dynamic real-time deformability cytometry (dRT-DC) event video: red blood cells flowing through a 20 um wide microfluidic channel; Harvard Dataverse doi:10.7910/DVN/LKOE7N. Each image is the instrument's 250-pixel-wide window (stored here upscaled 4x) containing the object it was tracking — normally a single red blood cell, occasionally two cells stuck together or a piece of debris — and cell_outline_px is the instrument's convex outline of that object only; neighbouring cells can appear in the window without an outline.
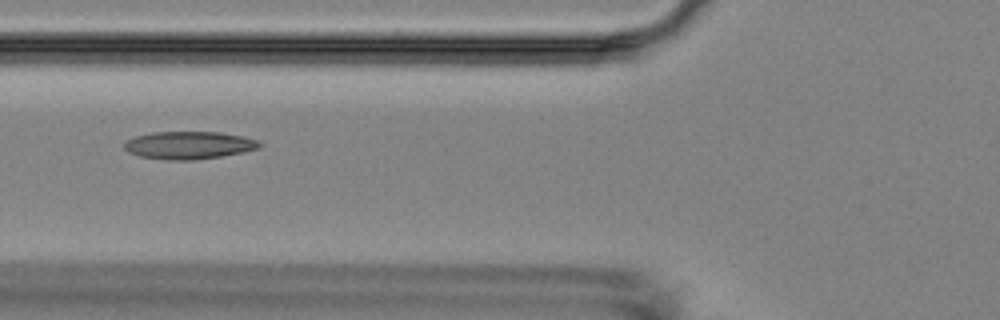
{"species": "Egyptian fruit bat (a non-hibernating species)", "species_latin": "Rousettus aegyptiacus", "temperature_condition": "room temperature", "stored_images_in_passage": 2, "camera_frame_rate_fps": 3000, "um_per_image_px": 0.085, "animal": {"sex": "female"}, "frame": {"image": 1, "passage_image": 2, "time_ms": 1.0, "image_size_px": [1000, 320], "cell_outline_px": [[264, 144], [260, 148], [244, 152], [220, 156], [192, 160], [168, 160], [140, 156], [128, 152], [124, 148], [124, 144], [128, 140], [136, 136], [152, 132], [220, 132], [244, 136], [260, 140]], "centroid_in_image_um": [16.12, 12.34], "position_along_channel_um": 109.7, "area_um2": 21.91}}